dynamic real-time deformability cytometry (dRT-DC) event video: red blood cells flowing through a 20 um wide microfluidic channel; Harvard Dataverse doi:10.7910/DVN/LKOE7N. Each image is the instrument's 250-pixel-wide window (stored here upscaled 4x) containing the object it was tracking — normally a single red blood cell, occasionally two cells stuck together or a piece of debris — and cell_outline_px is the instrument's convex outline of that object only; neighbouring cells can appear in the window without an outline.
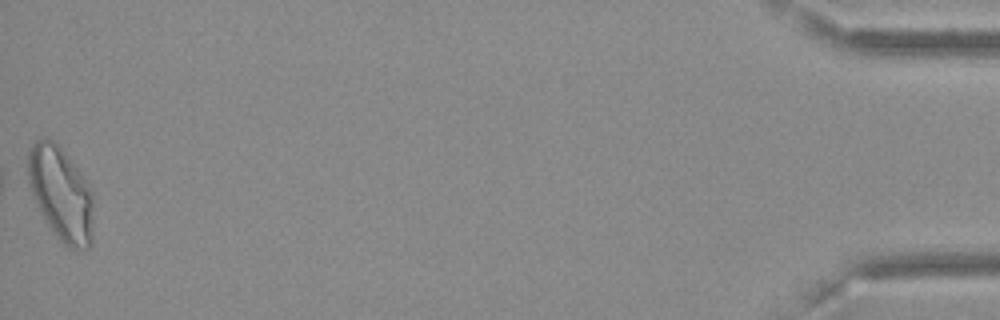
{"species": "Egyptian fruit bat (a non-hibernating species)", "species_latin": "Rousettus aegyptiacus", "temperature_condition": "cold", "stored_images_in_passage": 41, "camera_frame_rate_fps": 3000, "um_per_image_px": 0.085, "frame": {"image": 1, "passage_image": 41, "time_ms": 13.333, "image_size_px": [1000, 320], "cell_outline_px": [[92, 244], [88, 248], [68, 248], [56, 236], [44, 220], [32, 196], [28, 184], [28, 152], [32, 144], [36, 140], [44, 136], [52, 140], [68, 156], [80, 172], [92, 192]], "centroid_in_image_um": [5.15, 16.47], "position_along_channel_um": 430.0, "area_um2": 35.78}, "authors_computed_cell_mechanics": {"area_um2": 25.4898, "velocity_mm_per_s": 3.6031, "shape_relaxation_time_tau1_ms": null, "shape_relaxation_time_tau2_ms": 1.5281, "deformation_change_tau1": null, "deformation_change_tau2": 0.0708}}